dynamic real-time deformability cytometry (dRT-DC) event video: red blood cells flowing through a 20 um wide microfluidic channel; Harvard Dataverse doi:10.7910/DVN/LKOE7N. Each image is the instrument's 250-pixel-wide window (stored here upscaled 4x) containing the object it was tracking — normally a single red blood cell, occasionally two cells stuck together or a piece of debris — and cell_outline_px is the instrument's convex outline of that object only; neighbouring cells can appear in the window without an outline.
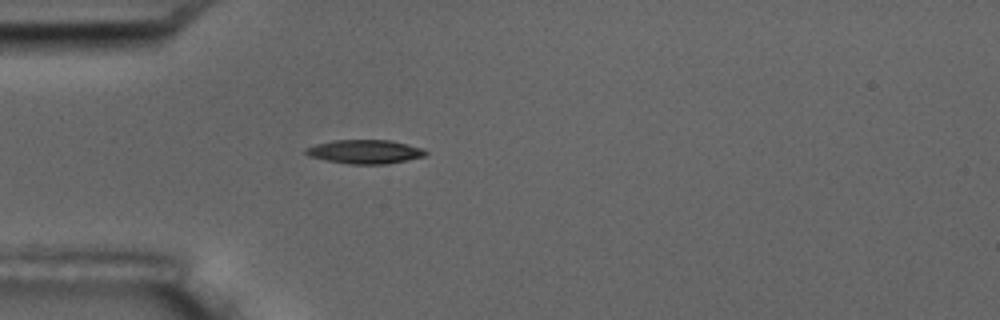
{"species": "common noctule bat (a hibernating species)", "species_latin": "Nyctalus noctula", "temperature_condition": "room temperature", "stored_images_in_passage": 5, "camera_frame_rate_fps": 3000, "um_per_image_px": 0.085, "animal": {"sex": "male", "body_mass_g": 17.5, "forearm_length_mm": 52.3}, "frame": {"image": 1, "passage_image": 5, "time_ms": 4.667, "image_size_px": [1000, 320], "cell_outline_px": [[428, 152], [424, 156], [388, 164], [352, 164], [328, 160], [308, 156], [304, 152], [304, 148], [316, 144], [332, 140], [392, 140], [424, 148]], "centroid_in_image_um": [31.03, 12.88], "position_along_channel_um": 54.0, "area_um2": 16.7}}